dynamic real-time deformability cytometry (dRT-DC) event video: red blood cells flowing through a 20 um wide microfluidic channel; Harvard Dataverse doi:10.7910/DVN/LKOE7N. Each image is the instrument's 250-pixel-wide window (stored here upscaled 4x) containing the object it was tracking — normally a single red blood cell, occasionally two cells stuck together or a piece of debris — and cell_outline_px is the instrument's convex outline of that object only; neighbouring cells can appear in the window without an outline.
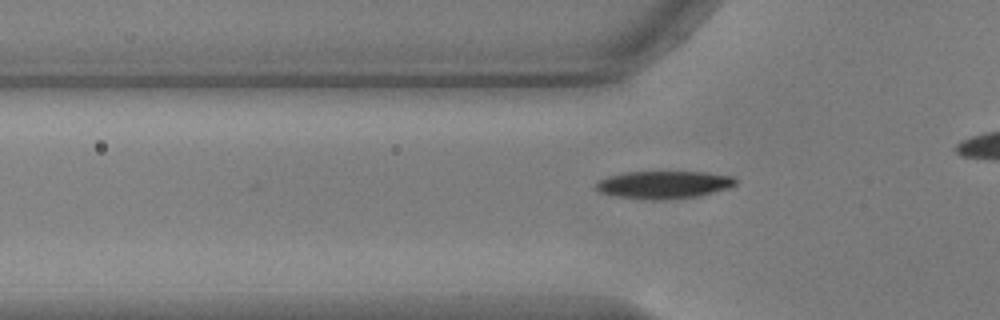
{"species": "common noctule bat (a hibernating species)", "species_latin": "Nyctalus noctula", "temperature_condition": "warm", "stored_images_in_passage": 26, "camera_frame_rate_fps": 3000, "um_per_image_px": 0.085, "animal": {"sex": "male", "body_mass_g": 17.9, "forearm_length_mm": 54.2}, "frame": {"image": 1, "passage_image": 3, "time_ms": 0.667, "image_size_px": [1000, 320], "cell_outline_px": [[736, 184], [728, 188], [700, 196], [660, 200], [656, 200], [620, 196], [600, 192], [592, 188], [600, 180], [608, 176], [624, 172], [708, 172], [736, 176]], "centroid_in_image_um": [56.46, 15.69], "position_along_channel_um": 69.3, "area_um2": 22.48}}
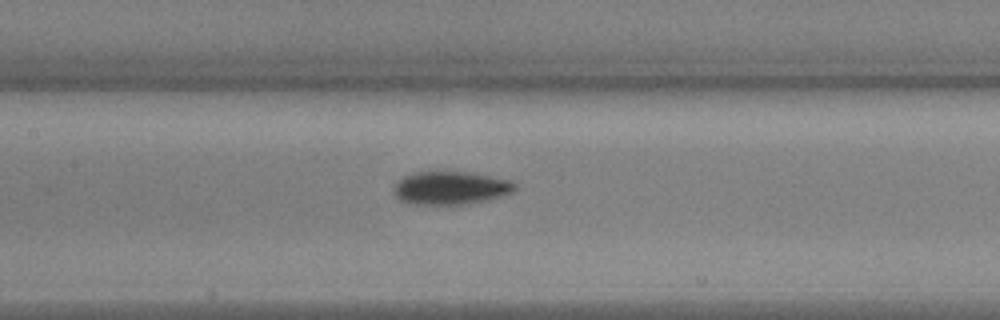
{"frame": {"image": 2, "passage_image": 11, "time_ms": 3.333, "image_size_px": [1000, 320], "cell_outline_px": [[516, 188], [512, 192], [488, 200], [468, 204], [412, 204], [400, 200], [392, 192], [396, 184], [404, 176], [416, 172], [464, 172], [512, 180], [516, 184]], "centroid_in_image_um": [38.31, 15.98], "position_along_channel_um": 169.1, "area_um2": 23.18}}
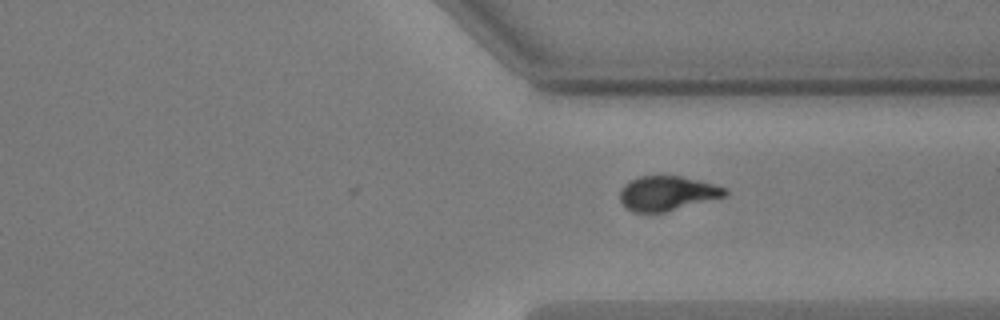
{"frame": {"image": 3, "passage_image": 26, "time_ms": 8.333, "image_size_px": [1000, 320], "cell_outline_px": [[728, 192], [724, 196], [664, 212], [632, 212], [620, 200], [620, 188], [624, 184], [640, 176], [680, 176], [728, 188]], "centroid_in_image_um": [56.68, 16.42], "position_along_channel_um": 354.7, "area_um2": 20.75}}